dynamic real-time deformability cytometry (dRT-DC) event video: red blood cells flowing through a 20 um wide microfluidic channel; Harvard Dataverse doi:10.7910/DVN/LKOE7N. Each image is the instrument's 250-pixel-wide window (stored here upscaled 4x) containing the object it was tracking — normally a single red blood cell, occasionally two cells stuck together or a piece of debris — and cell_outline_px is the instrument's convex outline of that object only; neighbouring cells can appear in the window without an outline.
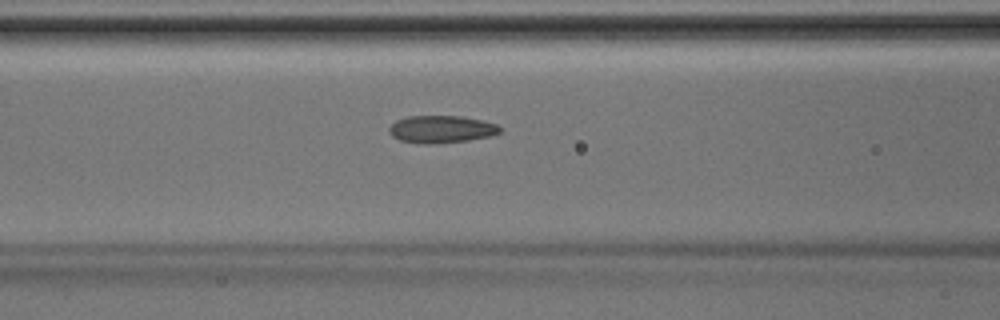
{"species": "Egyptian fruit bat (a non-hibernating species)", "species_latin": "Rousettus aegyptiacus", "temperature_condition": "room temperature", "stored_images_in_passage": 39, "camera_frame_rate_fps": 3000, "um_per_image_px": 0.085, "animal": {"sex": "male"}, "frame": {"image": 1, "passage_image": 13, "time_ms": 4.0, "image_size_px": [1000, 320], "cell_outline_px": [[500, 132], [488, 136], [468, 140], [432, 144], [416, 144], [400, 140], [392, 136], [388, 132], [388, 128], [396, 120], [408, 116], [460, 116], [484, 120], [496, 124], [500, 128]], "centroid_in_image_um": [37.46, 10.98], "position_along_channel_um": 129.1, "area_um2": 17.74}}
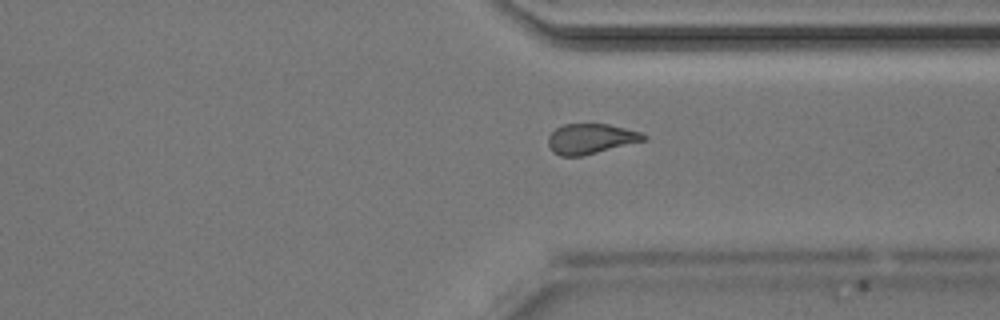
{"frame": {"image": 2, "passage_image": 28, "time_ms": 9.0, "image_size_px": [1000, 320], "cell_outline_px": [[648, 136], [644, 140], [580, 156], [560, 156], [552, 152], [548, 144], [548, 136], [556, 128], [564, 124], [608, 124], [640, 132]], "centroid_in_image_um": [50.16, 11.79], "position_along_channel_um": 361.2, "area_um2": 16.47}}
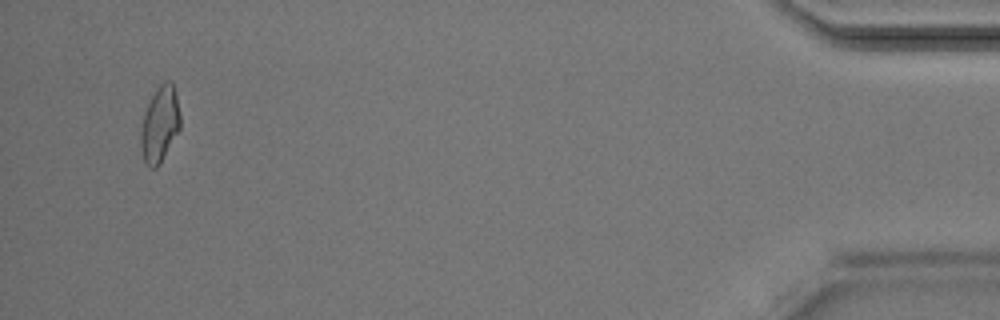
{"frame": {"image": 3, "passage_image": 37, "time_ms": 12.0, "image_size_px": [1000, 320], "cell_outline_px": [[180, 128], [160, 164], [156, 168], [148, 168], [140, 152], [140, 132], [144, 112], [156, 88], [164, 80], [172, 80], [176, 96], [180, 116]], "centroid_in_image_um": [13.56, 10.58], "position_along_channel_um": 421.6, "area_um2": 17.57}}